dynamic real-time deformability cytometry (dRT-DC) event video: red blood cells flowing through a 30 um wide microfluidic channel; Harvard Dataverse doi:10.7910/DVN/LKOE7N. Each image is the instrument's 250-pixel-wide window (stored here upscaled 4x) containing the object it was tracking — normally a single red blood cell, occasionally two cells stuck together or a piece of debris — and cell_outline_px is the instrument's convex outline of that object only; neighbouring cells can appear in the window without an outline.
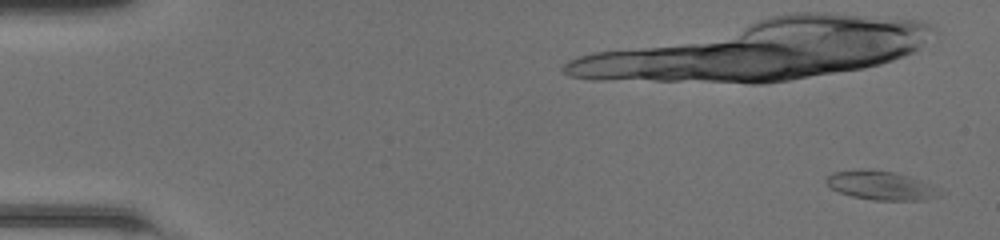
{"species": "common noctule bat (a hibernating species)", "species_latin": "Nyctalus noctula", "temperature_condition": "room temperature", "stored_images_in_passage": 36, "camera_frame_rate_fps": 3000, "um_per_image_px": 0.085, "animal": {"sex": "female", "body_mass_g": 20.0, "forearm_length_mm": 54.0}, "frame": {"image": 1, "passage_image": 2, "time_ms": 0.333, "image_size_px": [1000, 240], "cell_outline_px": [[940, 196], [920, 200], [872, 200], [852, 196], [840, 192], [832, 188], [824, 180], [832, 172], [860, 168], [864, 168], [892, 172], [908, 176], [920, 180], [928, 184], [940, 192]], "centroid_in_image_um": [74.8, 15.75], "position_along_channel_um": 10.2, "area_um2": 18.84}}
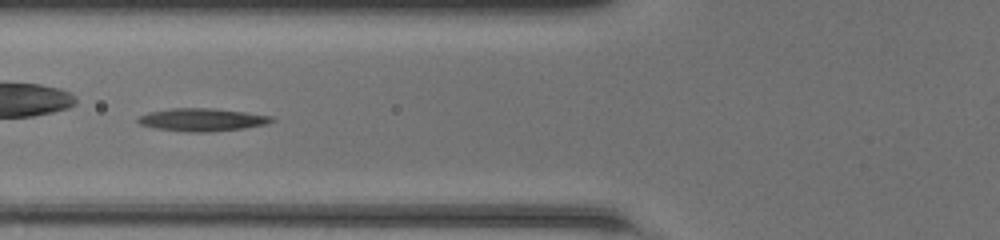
{"frame": {"image": 2, "passage_image": 20, "time_ms": 6.333, "image_size_px": [1000, 240], "cell_outline_px": [[276, 120], [264, 124], [244, 128], [208, 132], [188, 132], [156, 128], [140, 124], [136, 120], [140, 116], [148, 112], [172, 108], [212, 108], [244, 112], [272, 116]], "centroid_in_image_um": [17.16, 10.17], "position_along_channel_um": 108.6, "area_um2": 17.63}}
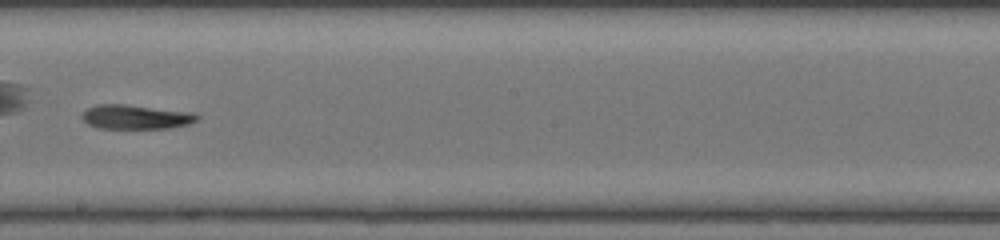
{"frame": {"image": 3, "passage_image": 29, "time_ms": 9.333, "image_size_px": [1000, 240], "cell_outline_px": [[200, 120], [188, 124], [172, 128], [96, 128], [88, 124], [80, 116], [88, 108], [96, 104], [124, 104], [196, 112], [200, 116]], "centroid_in_image_um": [11.6, 9.93], "position_along_channel_um": 236.6, "area_um2": 16.53}}